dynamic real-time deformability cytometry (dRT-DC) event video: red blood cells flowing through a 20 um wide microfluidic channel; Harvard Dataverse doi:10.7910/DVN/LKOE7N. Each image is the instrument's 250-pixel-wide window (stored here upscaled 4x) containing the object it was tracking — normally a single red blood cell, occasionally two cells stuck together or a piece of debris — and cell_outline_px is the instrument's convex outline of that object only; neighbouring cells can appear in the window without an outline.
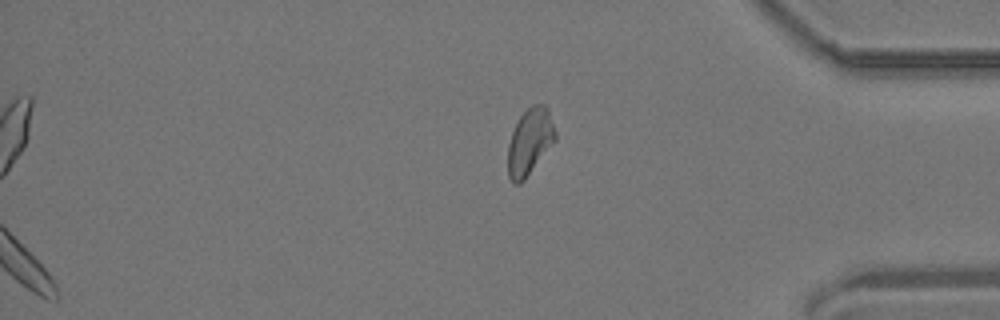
{"species": "common noctule bat (a hibernating species)", "species_latin": "Nyctalus noctula", "temperature_condition": "room temperature", "stored_images_in_passage": 41, "camera_frame_rate_fps": 3000, "um_per_image_px": 0.085, "animal": {"sex": "male", "body_mass_g": 19.2, "forearm_length_mm": 51.8}, "frame": {"image": 1, "passage_image": 41, "time_ms": 13.333, "image_size_px": [1000, 320], "cell_outline_px": [[556, 140], [524, 180], [520, 184], [512, 184], [508, 176], [508, 144], [512, 132], [520, 116], [532, 104], [544, 104], [548, 108], [556, 132]], "centroid_in_image_um": [45.03, 12.05], "position_along_channel_um": 390.2, "area_um2": 18.38}}